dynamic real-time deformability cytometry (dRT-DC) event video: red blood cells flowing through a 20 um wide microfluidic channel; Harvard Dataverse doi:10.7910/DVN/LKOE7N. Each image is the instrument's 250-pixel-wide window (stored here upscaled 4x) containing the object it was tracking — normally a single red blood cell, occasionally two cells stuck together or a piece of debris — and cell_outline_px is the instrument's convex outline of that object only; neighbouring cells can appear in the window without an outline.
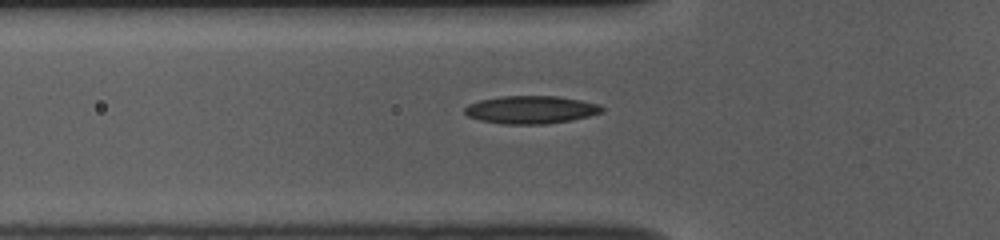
{"species": "common noctule bat (a hibernating species)", "species_latin": "Nyctalus noctula", "temperature_condition": "room temperature", "stored_images_in_passage": 34, "camera_frame_rate_fps": 3000, "um_per_image_px": 0.085, "animal": {"sex": "female", "body_mass_g": 10.0, "forearm_length_mm": 53.1}, "frame": {"image": 1, "passage_image": 3, "time_ms": 0.667, "image_size_px": [1000, 240], "cell_outline_px": [[604, 112], [588, 116], [568, 120], [544, 124], [500, 124], [480, 120], [468, 116], [464, 112], [464, 108], [468, 104], [480, 100], [500, 96], [556, 96], [580, 100], [600, 104], [604, 108]], "centroid_in_image_um": [45.11, 9.32], "position_along_channel_um": 80.7, "area_um2": 22.25}}
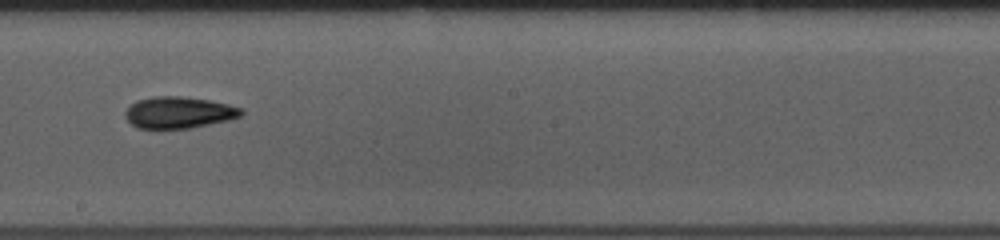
{"frame": {"image": 2, "passage_image": 15, "time_ms": 4.667, "image_size_px": [1000, 240], "cell_outline_px": [[244, 112], [240, 116], [228, 120], [192, 128], [136, 128], [124, 116], [124, 112], [136, 100], [152, 96], [180, 96], [208, 100], [228, 104], [244, 108]], "centroid_in_image_um": [15.2, 9.56], "position_along_channel_um": 233.0, "area_um2": 21.39}}
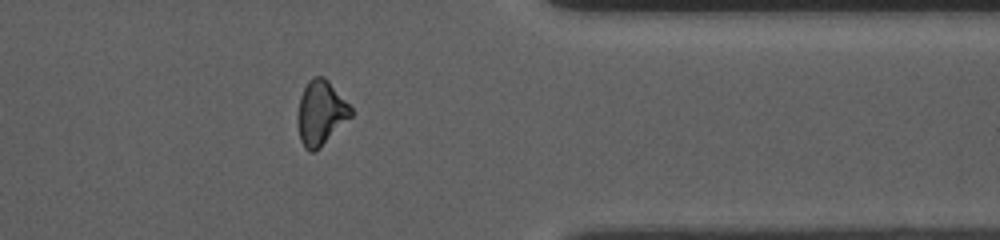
{"frame": {"image": 3, "passage_image": 28, "time_ms": 9.0, "image_size_px": [1000, 240], "cell_outline_px": [[352, 116], [316, 152], [308, 152], [304, 148], [300, 140], [296, 120], [296, 116], [300, 96], [308, 80], [312, 76], [324, 76], [328, 80], [352, 108]], "centroid_in_image_um": [27.23, 9.61], "position_along_channel_um": 384.2, "area_um2": 20.35}, "authors_computed_cell_mechanics": {"area_um2": 20.6924, "velocity_mm_per_s": 3.7936, "shape_relaxation_time_tau1_ms": 4.5749, "shape_relaxation_time_tau2_ms": 10.7015, "deformation_change_tau1": 0.1304, "deformation_change_tau2": 0.207}}